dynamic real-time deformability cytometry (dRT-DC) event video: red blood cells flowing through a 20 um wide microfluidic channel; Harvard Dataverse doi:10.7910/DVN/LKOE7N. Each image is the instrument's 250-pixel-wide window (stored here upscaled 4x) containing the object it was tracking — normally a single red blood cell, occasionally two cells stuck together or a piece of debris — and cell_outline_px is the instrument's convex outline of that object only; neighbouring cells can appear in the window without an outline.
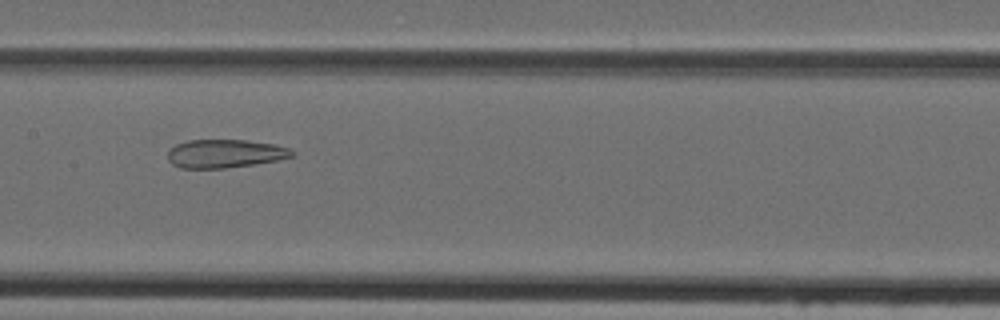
{"species": "Egyptian fruit bat (a non-hibernating species)", "species_latin": "Rousettus aegyptiacus", "temperature_condition": "cold", "stored_images_in_passage": 43, "camera_frame_rate_fps": 3000, "um_per_image_px": 0.085, "animal": {"sex": "female"}, "frame": {"image": 1, "passage_image": 19, "time_ms": 6.0, "image_size_px": [1000, 320], "cell_outline_px": [[296, 156], [256, 164], [224, 168], [180, 168], [172, 164], [168, 160], [168, 152], [176, 144], [188, 140], [248, 140], [272, 144], [288, 148], [296, 152]], "centroid_in_image_um": [19.14, 13.06], "position_along_channel_um": 188.3, "area_um2": 20.58}}
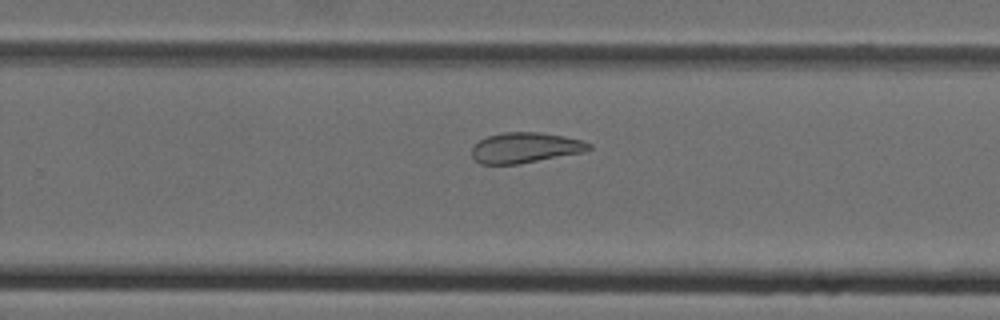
{"frame": {"image": 2, "passage_image": 26, "time_ms": 8.333, "image_size_px": [1000, 320], "cell_outline_px": [[592, 148], [584, 152], [516, 164], [480, 164], [472, 156], [472, 148], [480, 140], [488, 136], [504, 132], [540, 132], [564, 136], [584, 140], [592, 144]], "centroid_in_image_um": [44.68, 12.55], "position_along_channel_um": 285.1, "area_um2": 20.69}}
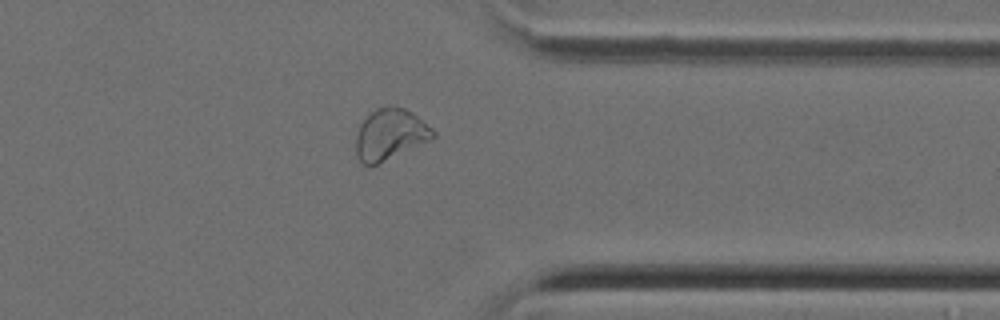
{"frame": {"image": 3, "passage_image": 33, "time_ms": 10.667, "image_size_px": [1000, 320], "cell_outline_px": [[436, 136], [428, 140], [376, 164], [360, 164], [356, 156], [356, 136], [360, 124], [376, 108], [388, 104], [392, 104], [404, 108], [416, 116], [432, 128], [436, 132]], "centroid_in_image_um": [33.12, 11.39], "position_along_channel_um": 378.3, "area_um2": 22.54}}